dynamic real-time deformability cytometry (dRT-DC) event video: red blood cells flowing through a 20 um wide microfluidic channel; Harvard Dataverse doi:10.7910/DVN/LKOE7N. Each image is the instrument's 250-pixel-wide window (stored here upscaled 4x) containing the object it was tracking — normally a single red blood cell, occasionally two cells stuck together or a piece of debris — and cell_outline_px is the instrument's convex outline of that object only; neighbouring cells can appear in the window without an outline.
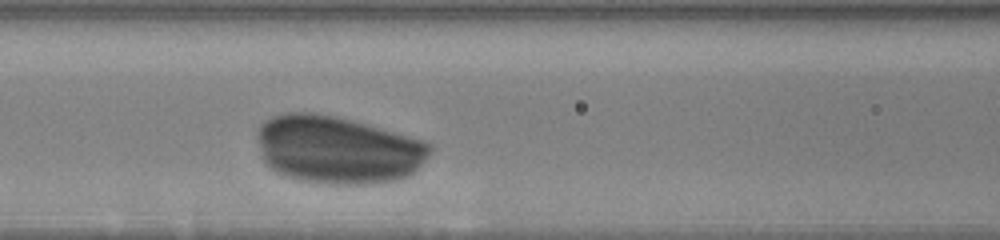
{"species": "human", "species_latin": "Homo sapiens", "temperature_condition": "warm", "stored_images_in_passage": 4, "camera_frame_rate_fps": 3000, "um_per_image_px": 0.085, "donor": {"sex": "male"}, "frame": {"image": 1, "passage_image": 4, "time_ms": 2.0, "image_size_px": [1000, 240], "cell_outline_px": [[432, 148], [428, 156], [412, 172], [404, 176], [392, 180], [364, 184], [328, 184], [304, 180], [284, 176], [276, 172], [264, 164], [256, 136], [256, 128], [264, 120], [272, 116], [284, 112], [316, 112], [336, 116], [368, 124], [420, 140], [428, 144]], "centroid_in_image_um": [28.59, 12.7], "position_along_channel_um": 138.0, "area_um2": 68.09}}